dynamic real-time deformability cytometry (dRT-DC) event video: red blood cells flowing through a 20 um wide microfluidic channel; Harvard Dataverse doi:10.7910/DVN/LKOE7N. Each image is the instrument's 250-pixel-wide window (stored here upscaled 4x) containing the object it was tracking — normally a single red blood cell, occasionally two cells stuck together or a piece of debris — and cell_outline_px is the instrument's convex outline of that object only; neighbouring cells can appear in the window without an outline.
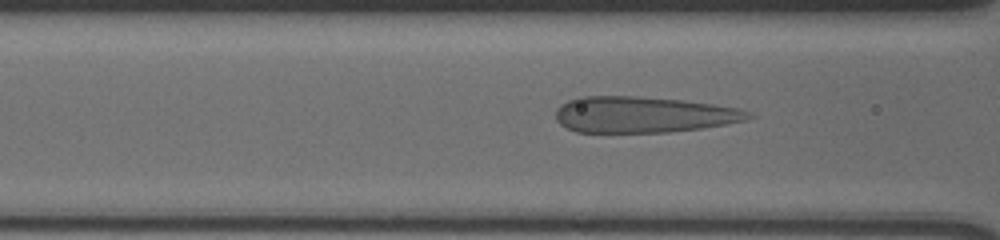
{"species": "human", "species_latin": "Homo sapiens", "temperature_condition": "cold", "stored_images_in_passage": 49, "camera_frame_rate_fps": 3000, "um_per_image_px": 0.085, "donor": {"sex": "male"}, "frame": {"image": 1, "passage_image": 18, "time_ms": 5.667, "image_size_px": [1000, 240], "cell_outline_px": [[756, 116], [744, 120], [724, 124], [700, 128], [668, 132], [576, 132], [560, 124], [556, 120], [556, 108], [560, 104], [568, 100], [580, 96], [636, 96], [680, 100], [712, 104], [736, 108], [748, 112]], "centroid_in_image_um": [54.61, 9.74], "position_along_channel_um": 112.0, "area_um2": 40.29}}
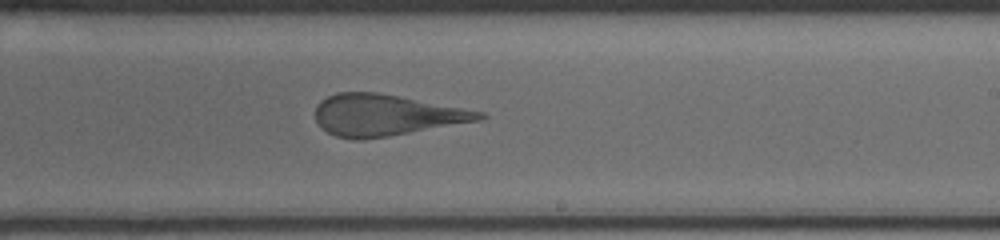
{"frame": {"image": 2, "passage_image": 30, "time_ms": 9.667, "image_size_px": [1000, 240], "cell_outline_px": [[488, 116], [484, 120], [388, 136], [360, 140], [356, 140], [336, 136], [320, 128], [316, 120], [316, 104], [320, 100], [336, 92], [376, 92], [484, 112]], "centroid_in_image_um": [32.78, 9.79], "position_along_channel_um": 256.2, "area_um2": 39.42}}
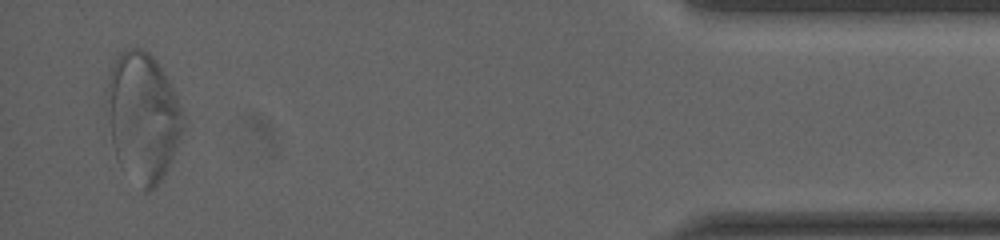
{"frame": {"image": 3, "passage_image": 49, "time_ms": 16.0, "image_size_px": [1000, 240], "cell_outline_px": [[184, 128], [176, 148], [160, 180], [148, 192], [144, 192], [120, 168], [116, 160], [112, 144], [104, 100], [108, 80], [112, 68], [120, 52], [128, 48], [140, 48], [148, 52], [156, 60], [172, 88], [184, 112]], "centroid_in_image_um": [12.1, 9.96], "position_along_channel_um": 423.1, "area_um2": 57.4}, "authors_computed_cell_mechanics": {"area_um2": 43.4078, "velocity_mm_per_s": 3.591, "shape_relaxation_time_tau1_ms": null, "shape_relaxation_time_tau2_ms": 0.8904, "deformation_change_tau1": null, "deformation_change_tau2": 0.0946}}